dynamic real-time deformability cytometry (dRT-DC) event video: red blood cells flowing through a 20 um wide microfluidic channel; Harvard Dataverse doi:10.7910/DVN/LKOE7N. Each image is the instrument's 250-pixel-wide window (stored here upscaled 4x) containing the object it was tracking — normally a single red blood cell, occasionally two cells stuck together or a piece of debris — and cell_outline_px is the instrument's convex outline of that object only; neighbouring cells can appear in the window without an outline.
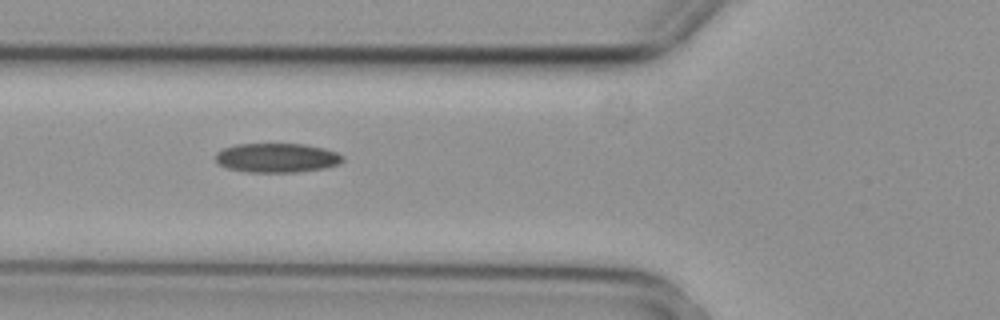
{"species": "common noctule bat (a hibernating species)", "species_latin": "Nyctalus noctula", "temperature_condition": "cold", "stored_images_in_passage": 6, "camera_frame_rate_fps": 3000, "um_per_image_px": 0.085, "animal": {"sex": "female", "body_mass_g": 29.2, "forearm_length_mm": 56.3}, "frame": {"image": 1, "passage_image": 5, "time_ms": 1.333, "image_size_px": [1000, 320], "cell_outline_px": [[344, 160], [340, 164], [324, 168], [296, 172], [248, 172], [228, 168], [216, 164], [216, 152], [224, 148], [236, 144], [304, 144], [324, 148], [336, 152], [344, 156]], "centroid_in_image_um": [23.54, 13.41], "position_along_channel_um": 102.3, "area_um2": 21.79}}